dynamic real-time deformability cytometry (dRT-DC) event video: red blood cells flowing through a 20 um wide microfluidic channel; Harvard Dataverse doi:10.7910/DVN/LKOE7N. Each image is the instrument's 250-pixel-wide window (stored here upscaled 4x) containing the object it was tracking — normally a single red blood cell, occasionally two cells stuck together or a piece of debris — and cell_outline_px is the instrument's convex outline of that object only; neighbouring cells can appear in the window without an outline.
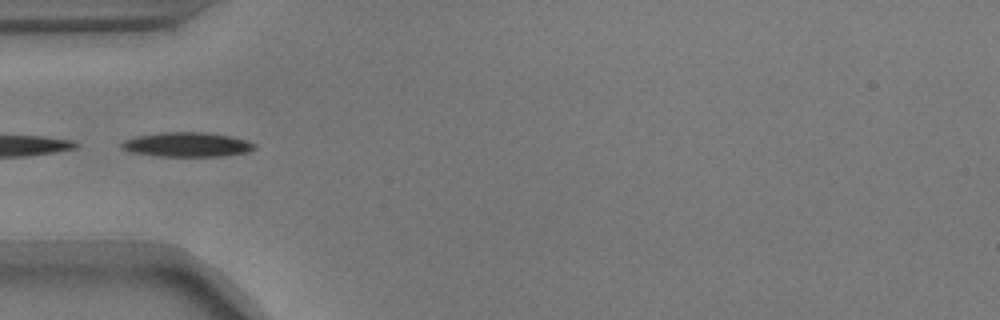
{"species": "common noctule bat (a hibernating species)", "species_latin": "Nyctalus noctula", "temperature_condition": "warm", "stored_images_in_passage": 4, "camera_frame_rate_fps": 3000, "um_per_image_px": 0.085, "animal": {"sex": "male", "body_mass_g": 17.9}, "frame": {"image": 1, "passage_image": 1, "time_ms": 0.0, "image_size_px": [1000, 320], "cell_outline_px": [[256, 148], [248, 152], [220, 156], [160, 156], [132, 152], [120, 148], [120, 144], [124, 140], [136, 136], [164, 132], [204, 132], [228, 136], [244, 140], [256, 144]], "centroid_in_image_um": [15.87, 12.29], "position_along_channel_um": 69.1, "area_um2": 18.79}}